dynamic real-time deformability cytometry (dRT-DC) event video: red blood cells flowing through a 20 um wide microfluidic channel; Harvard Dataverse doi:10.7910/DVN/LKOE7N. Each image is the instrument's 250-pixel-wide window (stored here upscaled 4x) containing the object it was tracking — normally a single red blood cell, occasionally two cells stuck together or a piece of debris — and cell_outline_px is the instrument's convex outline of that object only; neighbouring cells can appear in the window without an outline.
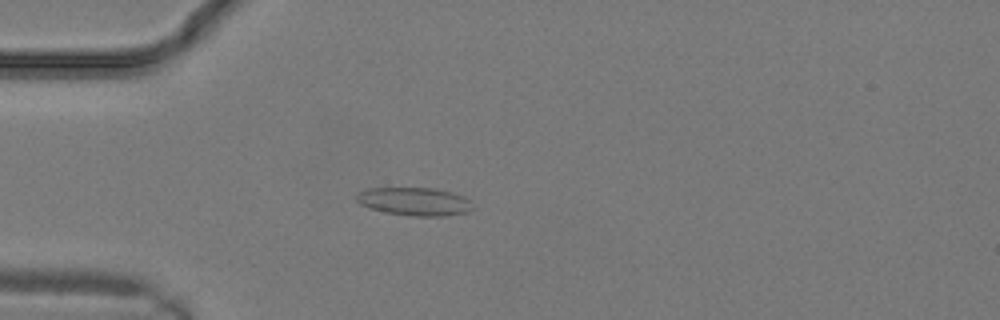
{"species": "common noctule bat (a hibernating species)", "species_latin": "Nyctalus noctula", "temperature_condition": "warm", "stored_images_in_passage": 18, "camera_frame_rate_fps": 3000, "um_per_image_px": 0.085, "animal": {"sex": "male", "body_mass_g": 19.2, "forearm_length_mm": 51.8}, "frame": {"image": 1, "passage_image": 8, "time_ms": 2.333, "image_size_px": [1000, 320], "cell_outline_px": [[472, 208], [468, 212], [448, 216], [412, 216], [384, 212], [360, 204], [356, 200], [356, 196], [360, 192], [368, 188], [436, 188], [452, 192], [464, 196], [468, 200]], "centroid_in_image_um": [35.25, 17.13], "position_along_channel_um": 49.8, "area_um2": 19.02}}
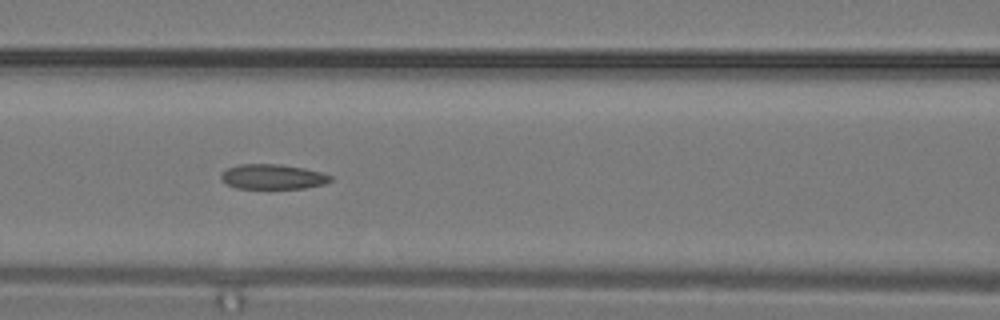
{"frame": {"image": 2, "passage_image": 12, "time_ms": 3.667, "image_size_px": [1000, 320], "cell_outline_px": [[332, 180], [324, 184], [304, 188], [236, 188], [220, 180], [220, 172], [228, 168], [240, 164], [280, 164], [304, 168], [320, 172], [332, 176]], "centroid_in_image_um": [23.15, 15.02], "position_along_channel_um": 143.4, "area_um2": 15.9}}
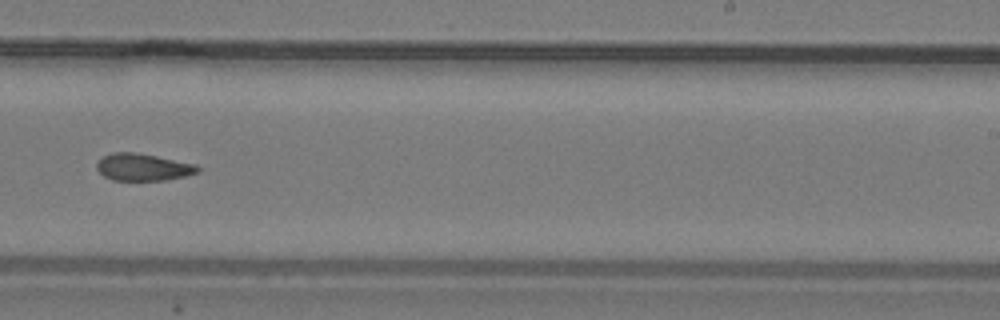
{"frame": {"image": 3, "passage_image": 17, "time_ms": 5.333, "image_size_px": [1000, 320], "cell_outline_px": [[200, 172], [184, 176], [164, 180], [112, 180], [104, 176], [96, 168], [96, 164], [104, 156], [112, 152], [136, 152], [196, 164], [200, 168]], "centroid_in_image_um": [12.16, 14.2], "position_along_channel_um": 276.8, "area_um2": 15.9}}